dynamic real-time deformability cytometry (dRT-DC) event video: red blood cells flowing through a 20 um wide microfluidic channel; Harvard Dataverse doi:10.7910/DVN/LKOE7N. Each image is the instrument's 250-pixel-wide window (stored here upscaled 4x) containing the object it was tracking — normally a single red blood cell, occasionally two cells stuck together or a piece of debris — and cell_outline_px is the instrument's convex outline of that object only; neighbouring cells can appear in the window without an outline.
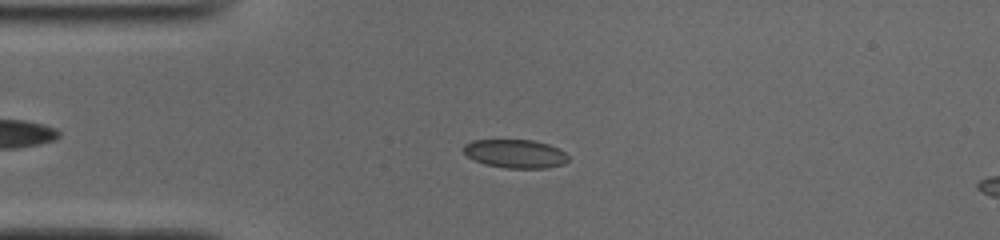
{"species": "common noctule bat (a hibernating species)", "species_latin": "Nyctalus noctula", "temperature_condition": "cold", "stored_images_in_passage": 47, "camera_frame_rate_fps": 3000, "um_per_image_px": 0.085, "animal": {"sex": "male", "body_mass_g": 19.0, "forearm_length_mm": 50.8}, "frame": {"image": 1, "passage_image": 11, "time_ms": 3.333, "image_size_px": [1000, 240], "cell_outline_px": [[568, 160], [560, 164], [544, 168], [504, 168], [484, 164], [468, 156], [464, 152], [464, 144], [472, 140], [532, 140], [548, 144], [564, 152], [568, 156]], "centroid_in_image_um": [43.77, 13.06], "position_along_channel_um": 41.2, "area_um2": 17.17}}
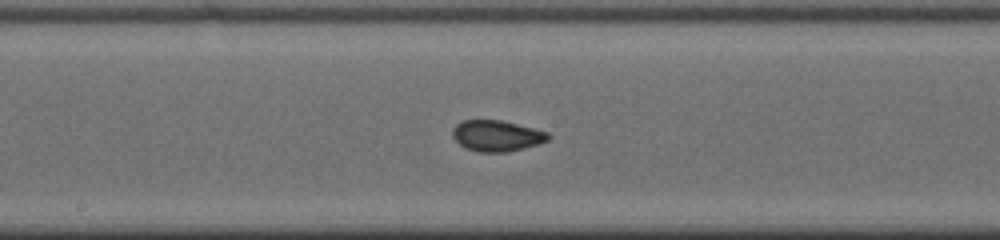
{"frame": {"image": 2, "passage_image": 25, "time_ms": 8.0, "image_size_px": [1000, 240], "cell_outline_px": [[548, 140], [524, 148], [504, 152], [480, 152], [464, 148], [452, 136], [452, 132], [456, 124], [464, 120], [500, 120], [548, 132]], "centroid_in_image_um": [42.18, 11.54], "position_along_channel_um": 206.0, "area_um2": 16.99}}
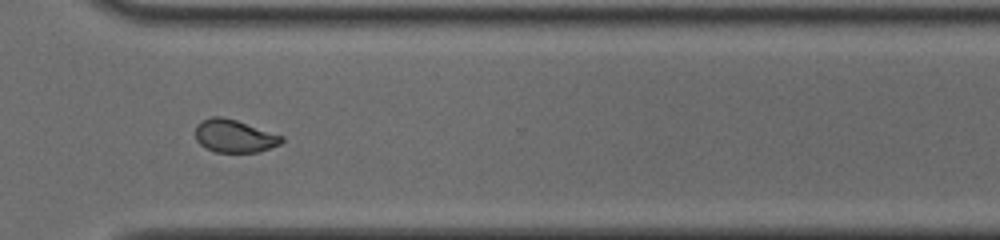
{"frame": {"image": 3, "passage_image": 36, "time_ms": 11.667, "image_size_px": [1000, 240], "cell_outline_px": [[284, 140], [280, 144], [256, 152], [216, 152], [200, 144], [196, 140], [196, 124], [212, 116], [220, 116], [236, 120], [284, 136]], "centroid_in_image_um": [19.92, 11.56], "position_along_channel_um": 350.7, "area_um2": 16.3}, "authors_computed_cell_mechanics": {"area_um2": 17.1088, "velocity_mm_per_s": 3.9246, "shape_relaxation_time_tau1_ms": 5.0939, "shape_relaxation_time_tau2_ms": 0.8152, "deformation_change_tau1": 0.1154, "deformation_change_tau2": 0.0464}}